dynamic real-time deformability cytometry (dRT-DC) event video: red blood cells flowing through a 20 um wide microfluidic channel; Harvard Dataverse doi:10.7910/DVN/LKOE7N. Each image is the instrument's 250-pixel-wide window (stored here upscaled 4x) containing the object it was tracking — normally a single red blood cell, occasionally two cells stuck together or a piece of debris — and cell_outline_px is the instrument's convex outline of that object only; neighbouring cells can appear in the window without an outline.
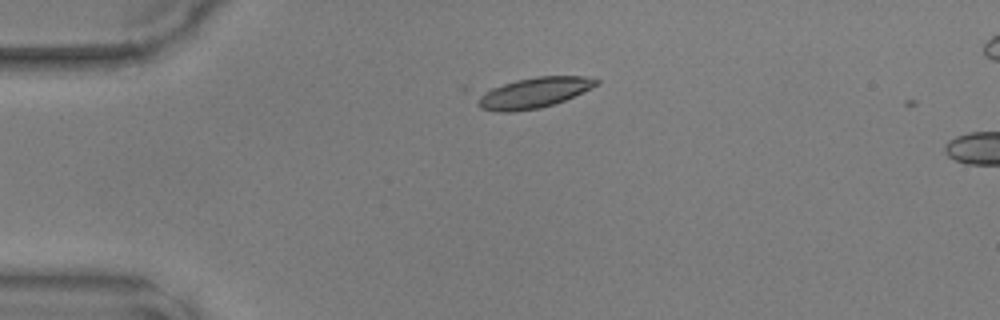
{"species": "common noctule bat (a hibernating species)", "species_latin": "Nyctalus noctula", "temperature_condition": "warm", "stored_images_in_passage": 2, "camera_frame_rate_fps": 3000, "um_per_image_px": 0.085, "animal": {"sex": "male", "body_mass_g": 17.9, "forearm_length_mm": 54.2}, "frame": {"image": 1, "passage_image": 1, "time_ms": 0.0, "image_size_px": [1000, 320], "cell_outline_px": [[600, 84], [592, 88], [564, 100], [540, 108], [512, 112], [496, 112], [480, 108], [460, 88], [464, 84], [536, 76], [584, 76], [600, 80]], "centroid_in_image_um": [44.76, 7.82], "position_along_channel_um": 40.2, "area_um2": 24.62}}